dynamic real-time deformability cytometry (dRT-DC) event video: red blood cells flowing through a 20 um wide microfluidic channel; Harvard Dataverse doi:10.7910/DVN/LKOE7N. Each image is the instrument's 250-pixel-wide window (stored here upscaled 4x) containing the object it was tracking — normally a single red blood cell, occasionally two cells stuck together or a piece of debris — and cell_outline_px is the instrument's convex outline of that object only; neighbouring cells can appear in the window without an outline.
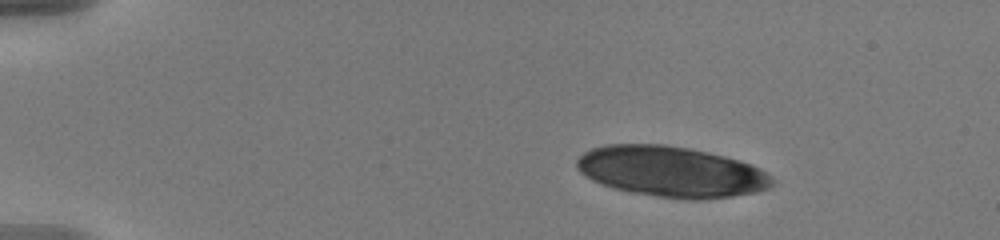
{"species": "human", "species_latin": "Homo sapiens", "temperature_condition": "warm", "stored_images_in_passage": 47, "camera_frame_rate_fps": 3000, "um_per_image_px": 0.085, "donor": {"sex": "male"}, "frame": {"image": 1, "passage_image": 1, "time_ms": 0.0, "image_size_px": [1000, 240], "cell_outline_px": [[772, 184], [768, 188], [756, 192], [732, 196], [704, 200], [688, 200], [656, 196], [628, 192], [612, 188], [600, 184], [592, 180], [580, 172], [576, 168], [576, 160], [584, 152], [592, 148], [604, 144], [664, 144], [688, 148], [708, 152], [740, 160], [752, 164], [768, 172], [772, 176]], "centroid_in_image_um": [57.05, 14.59], "position_along_channel_um": 28.0, "area_um2": 58.15}}
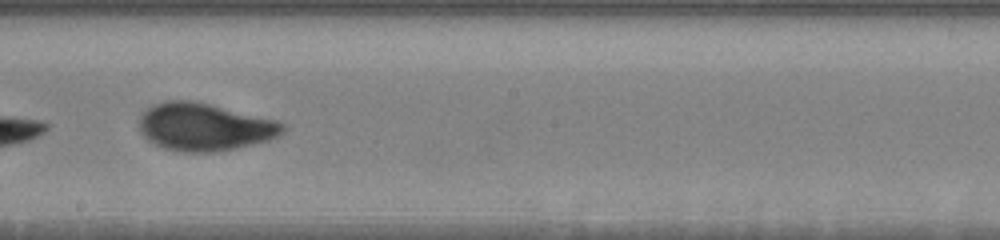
{"frame": {"image": 2, "passage_image": 26, "time_ms": 8.333, "image_size_px": [1000, 240], "cell_outline_px": [[288, 128], [280, 136], [268, 140], [236, 148], [216, 152], [184, 152], [164, 148], [148, 140], [140, 132], [140, 116], [152, 104], [164, 100], [192, 100], [280, 120], [288, 124]], "centroid_in_image_um": [17.44, 10.78], "position_along_channel_um": 230.8, "area_um2": 40.29}}
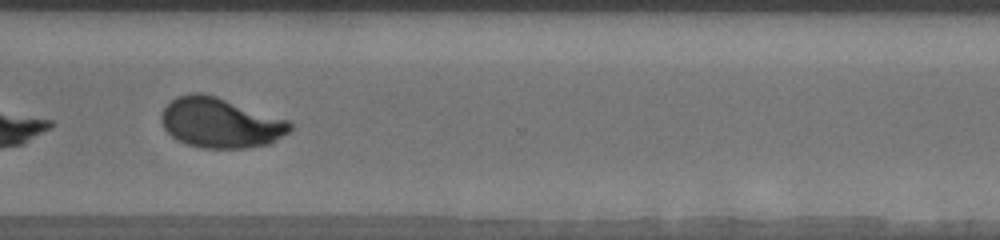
{"frame": {"image": 3, "passage_image": 36, "time_ms": 11.667, "image_size_px": [1000, 240], "cell_outline_px": [[292, 128], [288, 132], [276, 140], [268, 144], [244, 148], [204, 148], [188, 144], [176, 140], [164, 128], [160, 120], [160, 116], [164, 108], [176, 96], [192, 92], [200, 92], [216, 96], [288, 120], [292, 124]], "centroid_in_image_um": [18.7, 10.43], "position_along_channel_um": 351.9, "area_um2": 37.4}, "authors_computed_cell_mechanics": {"area_um2": 39.9398, "velocity_mm_per_s": 3.6395, "shape_relaxation_time_tau1_ms": 3.797, "shape_relaxation_time_tau2_ms": null, "deformation_change_tau1": 0.1742, "deformation_change_tau2": null}}